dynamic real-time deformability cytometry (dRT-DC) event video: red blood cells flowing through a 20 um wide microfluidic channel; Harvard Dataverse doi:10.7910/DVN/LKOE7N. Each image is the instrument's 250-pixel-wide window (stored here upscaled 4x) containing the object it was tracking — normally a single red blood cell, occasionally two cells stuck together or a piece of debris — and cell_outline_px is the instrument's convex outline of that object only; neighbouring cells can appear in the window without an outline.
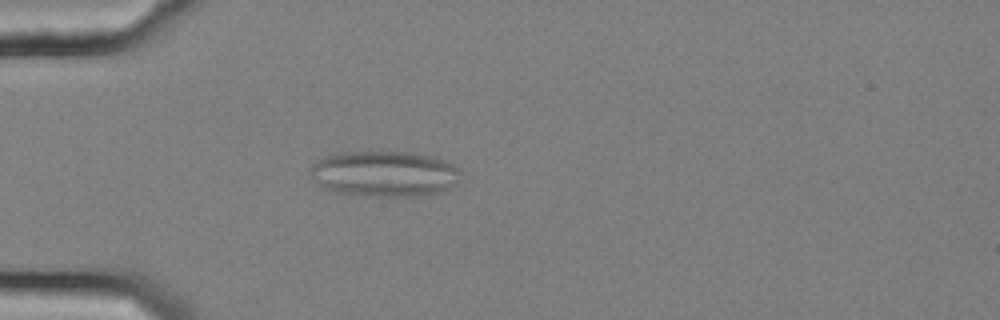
{"species": "common noctule bat (a hibernating species)", "species_latin": "Nyctalus noctula", "temperature_condition": "cold", "stored_images_in_passage": 55, "camera_frame_rate_fps": 3000, "um_per_image_px": 0.085, "animal": {"sex": "female", "body_mass_g": 25.1}, "frame": {"image": 1, "passage_image": 16, "time_ms": 5.0, "image_size_px": [1000, 320], "cell_outline_px": [[460, 172], [456, 180], [452, 184], [436, 192], [420, 196], [364, 196], [340, 192], [320, 188], [308, 172], [308, 168], [312, 164], [328, 156], [340, 152], [404, 152], [432, 156], [444, 160], [460, 168]], "centroid_in_image_um": [32.6, 14.77], "position_along_channel_um": 52.4, "area_um2": 39.77}, "authors_computed_cell_mechanics": {"area_um2": 29.478, "velocity_mm_per_s": 3.6443, "shape_relaxation_time_tau1_ms": null, "shape_relaxation_time_tau2_ms": 2.8528, "deformation_change_tau1": null, "deformation_change_tau2": 0.1156}}